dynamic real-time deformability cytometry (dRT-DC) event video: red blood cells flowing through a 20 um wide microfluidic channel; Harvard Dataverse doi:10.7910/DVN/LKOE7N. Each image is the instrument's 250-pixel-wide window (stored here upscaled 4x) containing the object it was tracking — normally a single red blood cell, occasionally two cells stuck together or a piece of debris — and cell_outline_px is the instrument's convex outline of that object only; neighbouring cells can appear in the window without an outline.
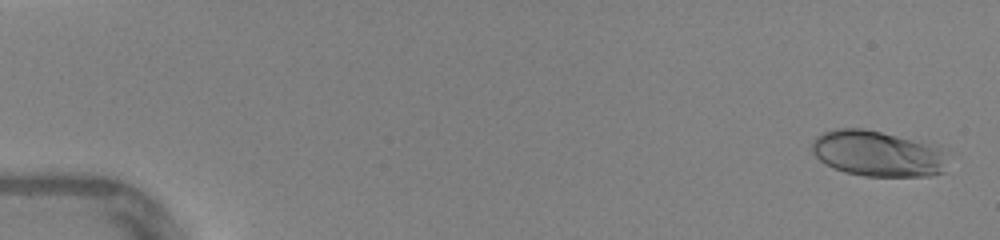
{"species": "human", "species_latin": "Homo sapiens", "temperature_condition": "warm", "stored_images_in_passage": 47, "camera_frame_rate_fps": 3000, "um_per_image_px": 0.085, "donor": {"sex": "female"}, "frame": {"image": 1, "passage_image": 2, "time_ms": 0.333, "image_size_px": [1000, 240], "cell_outline_px": [[944, 172], [932, 176], [864, 176], [844, 172], [832, 168], [824, 164], [808, 148], [812, 140], [816, 136], [824, 132], [836, 128], [864, 128], [896, 136], [940, 148]], "centroid_in_image_um": [74.44, 13.06], "position_along_channel_um": 10.6, "area_um2": 35.72}}
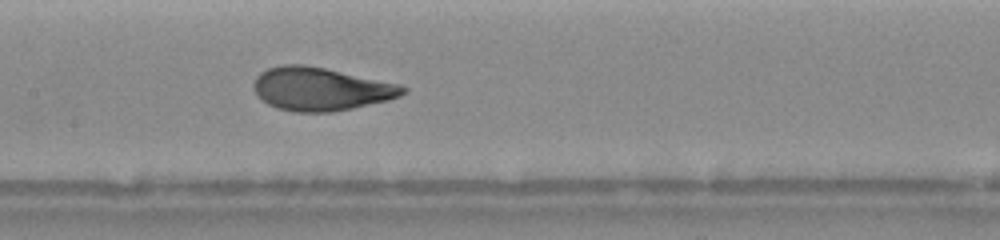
{"frame": {"image": 2, "passage_image": 24, "time_ms": 7.667, "image_size_px": [1000, 240], "cell_outline_px": [[408, 92], [400, 96], [388, 100], [352, 108], [332, 112], [292, 112], [276, 108], [268, 104], [256, 96], [256, 76], [260, 72], [268, 68], [284, 64], [304, 64], [324, 68], [400, 84], [408, 88]], "centroid_in_image_um": [27.28, 7.57], "position_along_channel_um": 180.1, "area_um2": 37.45}}
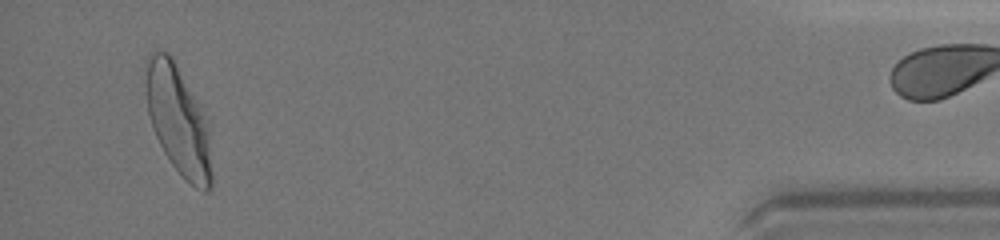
{"frame": {"image": 3, "passage_image": 45, "time_ms": 14.667, "image_size_px": [1000, 240], "cell_outline_px": [[212, 184], [208, 192], [204, 192], [196, 188], [184, 180], [172, 164], [164, 152], [156, 136], [148, 112], [144, 92], [144, 60], [152, 52], [168, 52], [172, 56], [208, 128], [212, 172]], "centroid_in_image_um": [15.09, 10.25], "position_along_channel_um": 420.1, "area_um2": 41.33}, "authors_computed_cell_mechanics": {"area_um2": 36.7608, "velocity_mm_per_s": 4.3601, "shape_relaxation_time_tau1_ms": 2.7426, "shape_relaxation_time_tau2_ms": null, "deformation_change_tau1": 0.196, "deformation_change_tau2": null}}